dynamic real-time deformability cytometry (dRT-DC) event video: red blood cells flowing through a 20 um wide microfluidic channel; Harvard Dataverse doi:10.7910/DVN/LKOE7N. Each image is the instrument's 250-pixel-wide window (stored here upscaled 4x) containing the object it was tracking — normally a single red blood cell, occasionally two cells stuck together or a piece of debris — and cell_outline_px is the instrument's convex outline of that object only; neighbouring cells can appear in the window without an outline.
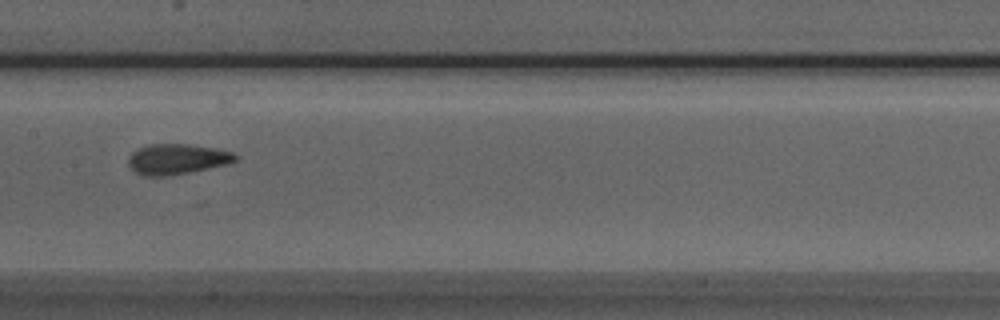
{"species": "Egyptian fruit bat (a non-hibernating species)", "species_latin": "Rousettus aegyptiacus", "temperature_condition": "room temperature", "stored_images_in_passage": 11, "camera_frame_rate_fps": 3000, "um_per_image_px": 0.085, "animal": {"sex": "male"}, "frame": {"image": 1, "passage_image": 7, "time_ms": 2.0, "image_size_px": [1000, 320], "cell_outline_px": [[240, 156], [236, 160], [224, 164], [188, 172], [164, 176], [144, 176], [136, 172], [128, 164], [128, 160], [132, 152], [140, 148], [152, 144], [188, 144], [216, 148], [232, 152]], "centroid_in_image_um": [15.04, 13.51], "position_along_channel_um": 192.4, "area_um2": 18.61}}
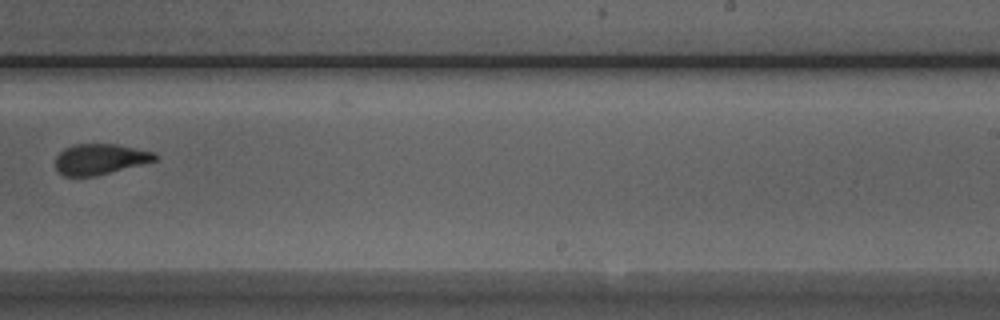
{"frame": {"image": 2, "passage_image": 9, "time_ms": 2.667, "image_size_px": [1000, 320], "cell_outline_px": [[160, 156], [156, 160], [96, 176], [64, 176], [56, 168], [56, 156], [64, 148], [76, 144], [116, 144], [152, 152]], "centroid_in_image_um": [8.49, 13.52], "position_along_channel_um": 280.5, "area_um2": 17.57}}